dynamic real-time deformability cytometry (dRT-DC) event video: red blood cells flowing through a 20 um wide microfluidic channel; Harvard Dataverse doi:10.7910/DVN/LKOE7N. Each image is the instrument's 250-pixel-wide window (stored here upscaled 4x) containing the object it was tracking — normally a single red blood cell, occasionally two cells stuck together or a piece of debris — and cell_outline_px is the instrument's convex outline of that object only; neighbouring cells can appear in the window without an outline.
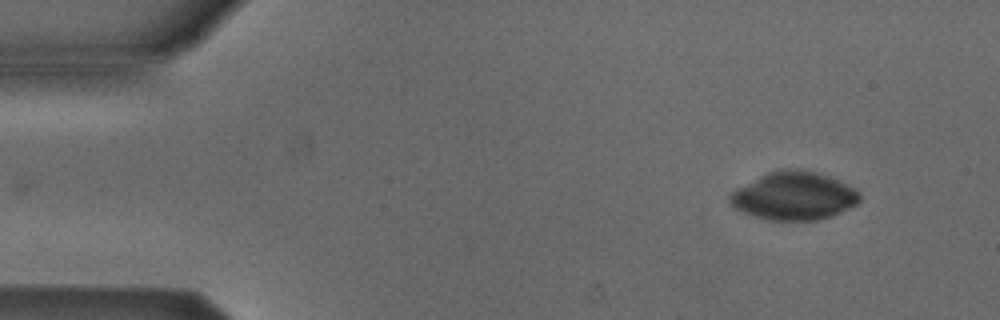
{"species": "Egyptian fruit bat (a non-hibernating species)", "species_latin": "Rousettus aegyptiacus", "temperature_condition": "cold", "stored_images_in_passage": 5, "camera_frame_rate_fps": 3000, "um_per_image_px": 0.085, "animal": {"sex": "male"}, "frame": {"image": 1, "passage_image": 1, "time_ms": 0.0, "image_size_px": [1000, 320], "cell_outline_px": [[860, 200], [856, 204], [832, 216], [816, 220], [772, 220], [756, 216], [744, 212], [736, 208], [728, 200], [728, 196], [736, 188], [768, 172], [780, 168], [796, 168], [816, 172], [828, 176], [856, 188], [860, 192]], "centroid_in_image_um": [67.5, 16.63], "position_along_channel_um": 17.5, "area_um2": 36.24}}